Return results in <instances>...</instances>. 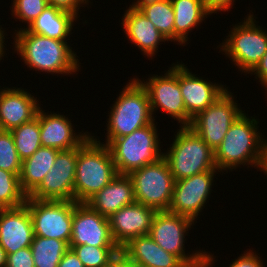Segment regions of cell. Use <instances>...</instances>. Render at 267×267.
I'll return each instance as SVG.
<instances>
[{
  "label": "cell",
  "mask_w": 267,
  "mask_h": 267,
  "mask_svg": "<svg viewBox=\"0 0 267 267\" xmlns=\"http://www.w3.org/2000/svg\"><path fill=\"white\" fill-rule=\"evenodd\" d=\"M156 210L138 202L126 205L108 217L112 238L119 248L130 239L149 235Z\"/></svg>",
  "instance_id": "2e32d148"
},
{
  "label": "cell",
  "mask_w": 267,
  "mask_h": 267,
  "mask_svg": "<svg viewBox=\"0 0 267 267\" xmlns=\"http://www.w3.org/2000/svg\"><path fill=\"white\" fill-rule=\"evenodd\" d=\"M155 120L131 134L115 138L109 145L118 174L128 175L133 170L158 162L163 158Z\"/></svg>",
  "instance_id": "8992f818"
},
{
  "label": "cell",
  "mask_w": 267,
  "mask_h": 267,
  "mask_svg": "<svg viewBox=\"0 0 267 267\" xmlns=\"http://www.w3.org/2000/svg\"><path fill=\"white\" fill-rule=\"evenodd\" d=\"M262 169L261 171H264V173H266L265 175H267V143L264 147V152L262 155V159H261V163H260V167L259 169Z\"/></svg>",
  "instance_id": "7bdbcfd3"
},
{
  "label": "cell",
  "mask_w": 267,
  "mask_h": 267,
  "mask_svg": "<svg viewBox=\"0 0 267 267\" xmlns=\"http://www.w3.org/2000/svg\"><path fill=\"white\" fill-rule=\"evenodd\" d=\"M135 202L133 183L126 174H118L86 203L100 215L109 217L120 208Z\"/></svg>",
  "instance_id": "603a6c76"
},
{
  "label": "cell",
  "mask_w": 267,
  "mask_h": 267,
  "mask_svg": "<svg viewBox=\"0 0 267 267\" xmlns=\"http://www.w3.org/2000/svg\"><path fill=\"white\" fill-rule=\"evenodd\" d=\"M178 80L187 114L194 118L212 105L227 89L226 86L196 77L184 64H178Z\"/></svg>",
  "instance_id": "e0dca14e"
},
{
  "label": "cell",
  "mask_w": 267,
  "mask_h": 267,
  "mask_svg": "<svg viewBox=\"0 0 267 267\" xmlns=\"http://www.w3.org/2000/svg\"><path fill=\"white\" fill-rule=\"evenodd\" d=\"M84 267H107L108 264L120 253L119 247H96L92 245L69 246Z\"/></svg>",
  "instance_id": "4dcf8cb0"
},
{
  "label": "cell",
  "mask_w": 267,
  "mask_h": 267,
  "mask_svg": "<svg viewBox=\"0 0 267 267\" xmlns=\"http://www.w3.org/2000/svg\"><path fill=\"white\" fill-rule=\"evenodd\" d=\"M253 250H248L244 252L241 256L237 257L232 263H230L229 267H265L263 265V261L261 257H259L256 253L252 252ZM262 261V262H261Z\"/></svg>",
  "instance_id": "e575fe53"
},
{
  "label": "cell",
  "mask_w": 267,
  "mask_h": 267,
  "mask_svg": "<svg viewBox=\"0 0 267 267\" xmlns=\"http://www.w3.org/2000/svg\"><path fill=\"white\" fill-rule=\"evenodd\" d=\"M28 92L16 87L0 90V130L11 131L37 116L41 106Z\"/></svg>",
  "instance_id": "d6986e66"
},
{
  "label": "cell",
  "mask_w": 267,
  "mask_h": 267,
  "mask_svg": "<svg viewBox=\"0 0 267 267\" xmlns=\"http://www.w3.org/2000/svg\"><path fill=\"white\" fill-rule=\"evenodd\" d=\"M175 139L163 153L175 181L217 169L214 151L190 127H180Z\"/></svg>",
  "instance_id": "5b68a950"
},
{
  "label": "cell",
  "mask_w": 267,
  "mask_h": 267,
  "mask_svg": "<svg viewBox=\"0 0 267 267\" xmlns=\"http://www.w3.org/2000/svg\"><path fill=\"white\" fill-rule=\"evenodd\" d=\"M11 134L19 158L23 161L32 156L42 146L39 128V111L37 116L30 122L13 128Z\"/></svg>",
  "instance_id": "83f0119b"
},
{
  "label": "cell",
  "mask_w": 267,
  "mask_h": 267,
  "mask_svg": "<svg viewBox=\"0 0 267 267\" xmlns=\"http://www.w3.org/2000/svg\"><path fill=\"white\" fill-rule=\"evenodd\" d=\"M77 18L72 12L48 5L26 29L31 33L67 41Z\"/></svg>",
  "instance_id": "cb8c5ba5"
},
{
  "label": "cell",
  "mask_w": 267,
  "mask_h": 267,
  "mask_svg": "<svg viewBox=\"0 0 267 267\" xmlns=\"http://www.w3.org/2000/svg\"><path fill=\"white\" fill-rule=\"evenodd\" d=\"M2 29V27L0 26V60H2V57H4V51H5V46H4V42H5V34L6 33H4L5 31L4 30H1Z\"/></svg>",
  "instance_id": "ee69618b"
},
{
  "label": "cell",
  "mask_w": 267,
  "mask_h": 267,
  "mask_svg": "<svg viewBox=\"0 0 267 267\" xmlns=\"http://www.w3.org/2000/svg\"><path fill=\"white\" fill-rule=\"evenodd\" d=\"M6 255V267H35L30 247Z\"/></svg>",
  "instance_id": "836d02e7"
},
{
  "label": "cell",
  "mask_w": 267,
  "mask_h": 267,
  "mask_svg": "<svg viewBox=\"0 0 267 267\" xmlns=\"http://www.w3.org/2000/svg\"><path fill=\"white\" fill-rule=\"evenodd\" d=\"M6 252L4 248L0 245V267H6Z\"/></svg>",
  "instance_id": "f6af8a7d"
},
{
  "label": "cell",
  "mask_w": 267,
  "mask_h": 267,
  "mask_svg": "<svg viewBox=\"0 0 267 267\" xmlns=\"http://www.w3.org/2000/svg\"><path fill=\"white\" fill-rule=\"evenodd\" d=\"M128 176L133 183L136 202L156 211H168L175 180L164 158L133 170Z\"/></svg>",
  "instance_id": "ba28073f"
},
{
  "label": "cell",
  "mask_w": 267,
  "mask_h": 267,
  "mask_svg": "<svg viewBox=\"0 0 267 267\" xmlns=\"http://www.w3.org/2000/svg\"><path fill=\"white\" fill-rule=\"evenodd\" d=\"M78 147L60 151L54 166L41 184L27 199L50 201H74V180L77 166Z\"/></svg>",
  "instance_id": "4fadbf2b"
},
{
  "label": "cell",
  "mask_w": 267,
  "mask_h": 267,
  "mask_svg": "<svg viewBox=\"0 0 267 267\" xmlns=\"http://www.w3.org/2000/svg\"><path fill=\"white\" fill-rule=\"evenodd\" d=\"M120 252L139 267H187L177 256L163 250L149 235L130 239Z\"/></svg>",
  "instance_id": "44dd1931"
},
{
  "label": "cell",
  "mask_w": 267,
  "mask_h": 267,
  "mask_svg": "<svg viewBox=\"0 0 267 267\" xmlns=\"http://www.w3.org/2000/svg\"><path fill=\"white\" fill-rule=\"evenodd\" d=\"M60 151L41 146L32 156L24 159L19 175L20 187L29 196L43 181L50 171Z\"/></svg>",
  "instance_id": "d4e9b609"
},
{
  "label": "cell",
  "mask_w": 267,
  "mask_h": 267,
  "mask_svg": "<svg viewBox=\"0 0 267 267\" xmlns=\"http://www.w3.org/2000/svg\"><path fill=\"white\" fill-rule=\"evenodd\" d=\"M227 90L204 111L192 118L190 128L215 151L234 121L244 112ZM235 101V102H234Z\"/></svg>",
  "instance_id": "8fae6325"
},
{
  "label": "cell",
  "mask_w": 267,
  "mask_h": 267,
  "mask_svg": "<svg viewBox=\"0 0 267 267\" xmlns=\"http://www.w3.org/2000/svg\"><path fill=\"white\" fill-rule=\"evenodd\" d=\"M122 88L111 107L107 124V146L115 139L131 134L136 129L151 124L152 115L149 96L141 83L133 78Z\"/></svg>",
  "instance_id": "277c9868"
},
{
  "label": "cell",
  "mask_w": 267,
  "mask_h": 267,
  "mask_svg": "<svg viewBox=\"0 0 267 267\" xmlns=\"http://www.w3.org/2000/svg\"><path fill=\"white\" fill-rule=\"evenodd\" d=\"M204 252H205L204 261L200 265L195 267H212L211 265L214 264L215 260L214 256L212 254L210 255V253L206 252L205 250Z\"/></svg>",
  "instance_id": "b9f144b4"
},
{
  "label": "cell",
  "mask_w": 267,
  "mask_h": 267,
  "mask_svg": "<svg viewBox=\"0 0 267 267\" xmlns=\"http://www.w3.org/2000/svg\"><path fill=\"white\" fill-rule=\"evenodd\" d=\"M258 120L242 113L228 129L222 143L214 151L218 172L251 165L259 169L267 140L258 131ZM220 170V171H219Z\"/></svg>",
  "instance_id": "7a4b0ae2"
},
{
  "label": "cell",
  "mask_w": 267,
  "mask_h": 267,
  "mask_svg": "<svg viewBox=\"0 0 267 267\" xmlns=\"http://www.w3.org/2000/svg\"><path fill=\"white\" fill-rule=\"evenodd\" d=\"M12 16L19 21L27 23V27L45 10L48 6L47 0H13Z\"/></svg>",
  "instance_id": "d6a6232c"
},
{
  "label": "cell",
  "mask_w": 267,
  "mask_h": 267,
  "mask_svg": "<svg viewBox=\"0 0 267 267\" xmlns=\"http://www.w3.org/2000/svg\"><path fill=\"white\" fill-rule=\"evenodd\" d=\"M107 267H139L129 261L121 252L108 264Z\"/></svg>",
  "instance_id": "ab89813d"
},
{
  "label": "cell",
  "mask_w": 267,
  "mask_h": 267,
  "mask_svg": "<svg viewBox=\"0 0 267 267\" xmlns=\"http://www.w3.org/2000/svg\"><path fill=\"white\" fill-rule=\"evenodd\" d=\"M161 1L163 0H136V2L132 3L129 8L132 10L142 11L144 8Z\"/></svg>",
  "instance_id": "60d3db41"
},
{
  "label": "cell",
  "mask_w": 267,
  "mask_h": 267,
  "mask_svg": "<svg viewBox=\"0 0 267 267\" xmlns=\"http://www.w3.org/2000/svg\"><path fill=\"white\" fill-rule=\"evenodd\" d=\"M194 221L189 217L157 211L153 217L149 236L163 250L177 256L187 267H195L204 261L205 252L196 251L185 254V236H187ZM184 246V247H183Z\"/></svg>",
  "instance_id": "9c48e42d"
},
{
  "label": "cell",
  "mask_w": 267,
  "mask_h": 267,
  "mask_svg": "<svg viewBox=\"0 0 267 267\" xmlns=\"http://www.w3.org/2000/svg\"><path fill=\"white\" fill-rule=\"evenodd\" d=\"M27 195L20 187L19 176L0 169V207L15 208L25 204Z\"/></svg>",
  "instance_id": "f546056e"
},
{
  "label": "cell",
  "mask_w": 267,
  "mask_h": 267,
  "mask_svg": "<svg viewBox=\"0 0 267 267\" xmlns=\"http://www.w3.org/2000/svg\"><path fill=\"white\" fill-rule=\"evenodd\" d=\"M217 170L212 169L175 181L168 211L196 221L212 192V183Z\"/></svg>",
  "instance_id": "5bb4252c"
},
{
  "label": "cell",
  "mask_w": 267,
  "mask_h": 267,
  "mask_svg": "<svg viewBox=\"0 0 267 267\" xmlns=\"http://www.w3.org/2000/svg\"><path fill=\"white\" fill-rule=\"evenodd\" d=\"M144 15L168 41H174V10L170 0H163L144 8Z\"/></svg>",
  "instance_id": "f1b7e54d"
},
{
  "label": "cell",
  "mask_w": 267,
  "mask_h": 267,
  "mask_svg": "<svg viewBox=\"0 0 267 267\" xmlns=\"http://www.w3.org/2000/svg\"><path fill=\"white\" fill-rule=\"evenodd\" d=\"M174 10V42L185 46L188 33L197 27L211 13L203 0H170Z\"/></svg>",
  "instance_id": "484cf974"
},
{
  "label": "cell",
  "mask_w": 267,
  "mask_h": 267,
  "mask_svg": "<svg viewBox=\"0 0 267 267\" xmlns=\"http://www.w3.org/2000/svg\"><path fill=\"white\" fill-rule=\"evenodd\" d=\"M256 74L259 78L260 84L267 90V52L261 58L260 62L256 67L250 72V74Z\"/></svg>",
  "instance_id": "74e56055"
},
{
  "label": "cell",
  "mask_w": 267,
  "mask_h": 267,
  "mask_svg": "<svg viewBox=\"0 0 267 267\" xmlns=\"http://www.w3.org/2000/svg\"><path fill=\"white\" fill-rule=\"evenodd\" d=\"M34 237L28 207L0 208V245L6 254L31 247Z\"/></svg>",
  "instance_id": "ac0fdd59"
},
{
  "label": "cell",
  "mask_w": 267,
  "mask_h": 267,
  "mask_svg": "<svg viewBox=\"0 0 267 267\" xmlns=\"http://www.w3.org/2000/svg\"><path fill=\"white\" fill-rule=\"evenodd\" d=\"M30 248L35 267H58L69 245L58 239L34 236Z\"/></svg>",
  "instance_id": "4316f807"
},
{
  "label": "cell",
  "mask_w": 267,
  "mask_h": 267,
  "mask_svg": "<svg viewBox=\"0 0 267 267\" xmlns=\"http://www.w3.org/2000/svg\"><path fill=\"white\" fill-rule=\"evenodd\" d=\"M15 31L14 50L31 69L55 75L79 71L78 56L67 41L31 33L26 28Z\"/></svg>",
  "instance_id": "6da1fadb"
},
{
  "label": "cell",
  "mask_w": 267,
  "mask_h": 267,
  "mask_svg": "<svg viewBox=\"0 0 267 267\" xmlns=\"http://www.w3.org/2000/svg\"><path fill=\"white\" fill-rule=\"evenodd\" d=\"M207 10L213 14L218 11H228L231 9L235 0H203Z\"/></svg>",
  "instance_id": "8d00e7d4"
},
{
  "label": "cell",
  "mask_w": 267,
  "mask_h": 267,
  "mask_svg": "<svg viewBox=\"0 0 267 267\" xmlns=\"http://www.w3.org/2000/svg\"><path fill=\"white\" fill-rule=\"evenodd\" d=\"M80 245L118 247L112 238L108 217L100 215L87 203L74 201L72 235L69 246Z\"/></svg>",
  "instance_id": "9a60e30c"
},
{
  "label": "cell",
  "mask_w": 267,
  "mask_h": 267,
  "mask_svg": "<svg viewBox=\"0 0 267 267\" xmlns=\"http://www.w3.org/2000/svg\"><path fill=\"white\" fill-rule=\"evenodd\" d=\"M34 236L65 241L72 235L74 201L26 199Z\"/></svg>",
  "instance_id": "30bf717a"
},
{
  "label": "cell",
  "mask_w": 267,
  "mask_h": 267,
  "mask_svg": "<svg viewBox=\"0 0 267 267\" xmlns=\"http://www.w3.org/2000/svg\"><path fill=\"white\" fill-rule=\"evenodd\" d=\"M170 67L163 75H151L148 81L137 80L146 89L152 115L161 108L165 114L170 115L181 123L180 127H189L192 118L187 114L184 99L182 98L178 80V62ZM144 82V83H143Z\"/></svg>",
  "instance_id": "7c38bea8"
},
{
  "label": "cell",
  "mask_w": 267,
  "mask_h": 267,
  "mask_svg": "<svg viewBox=\"0 0 267 267\" xmlns=\"http://www.w3.org/2000/svg\"><path fill=\"white\" fill-rule=\"evenodd\" d=\"M21 165L11 131L0 130V169L19 176Z\"/></svg>",
  "instance_id": "1f68e13d"
},
{
  "label": "cell",
  "mask_w": 267,
  "mask_h": 267,
  "mask_svg": "<svg viewBox=\"0 0 267 267\" xmlns=\"http://www.w3.org/2000/svg\"><path fill=\"white\" fill-rule=\"evenodd\" d=\"M58 267H84V265L75 252L69 248L63 255Z\"/></svg>",
  "instance_id": "f35d334b"
},
{
  "label": "cell",
  "mask_w": 267,
  "mask_h": 267,
  "mask_svg": "<svg viewBox=\"0 0 267 267\" xmlns=\"http://www.w3.org/2000/svg\"><path fill=\"white\" fill-rule=\"evenodd\" d=\"M117 175L109 147L90 135L78 147L74 201L86 203Z\"/></svg>",
  "instance_id": "3957f363"
},
{
  "label": "cell",
  "mask_w": 267,
  "mask_h": 267,
  "mask_svg": "<svg viewBox=\"0 0 267 267\" xmlns=\"http://www.w3.org/2000/svg\"><path fill=\"white\" fill-rule=\"evenodd\" d=\"M247 15L246 21L235 24L219 46L239 71L249 74L267 52V32L256 25L253 14Z\"/></svg>",
  "instance_id": "52a82bcc"
},
{
  "label": "cell",
  "mask_w": 267,
  "mask_h": 267,
  "mask_svg": "<svg viewBox=\"0 0 267 267\" xmlns=\"http://www.w3.org/2000/svg\"><path fill=\"white\" fill-rule=\"evenodd\" d=\"M89 0H47L49 6L58 7L79 16L80 5H86Z\"/></svg>",
  "instance_id": "d590c367"
},
{
  "label": "cell",
  "mask_w": 267,
  "mask_h": 267,
  "mask_svg": "<svg viewBox=\"0 0 267 267\" xmlns=\"http://www.w3.org/2000/svg\"><path fill=\"white\" fill-rule=\"evenodd\" d=\"M40 139L43 147H51L59 151L79 147L91 134L74 133V127L65 115L45 113L39 109ZM88 133V134H87Z\"/></svg>",
  "instance_id": "ffe728a7"
},
{
  "label": "cell",
  "mask_w": 267,
  "mask_h": 267,
  "mask_svg": "<svg viewBox=\"0 0 267 267\" xmlns=\"http://www.w3.org/2000/svg\"><path fill=\"white\" fill-rule=\"evenodd\" d=\"M122 26L126 37L138 46L144 55L155 56L160 42L168 40L141 11L127 9L123 14Z\"/></svg>",
  "instance_id": "7402d4cb"
}]
</instances>
